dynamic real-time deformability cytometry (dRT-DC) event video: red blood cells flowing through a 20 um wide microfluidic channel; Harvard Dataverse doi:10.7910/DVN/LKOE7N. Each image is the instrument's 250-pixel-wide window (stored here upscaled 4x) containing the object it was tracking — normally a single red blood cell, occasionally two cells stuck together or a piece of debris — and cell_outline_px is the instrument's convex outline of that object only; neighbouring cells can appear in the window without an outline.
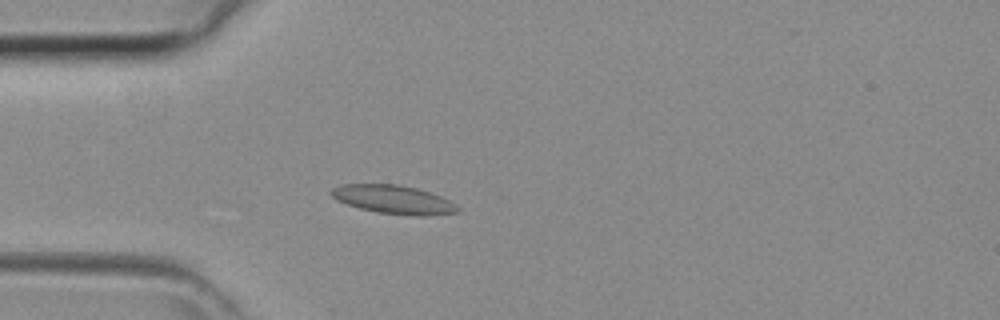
{"species": "common noctule bat (a hibernating species)", "species_latin": "Nyctalus noctula", "temperature_condition": "room temperature", "stored_images_in_passage": 43, "camera_frame_rate_fps": 3000, "um_per_image_px": 0.085, "animal": {"sex": "female", "body_mass_g": 29.2, "forearm_length_mm": 56.3}, "frame": {"image": 1, "passage_image": 12, "time_ms": 3.667, "image_size_px": [1000, 320], "cell_outline_px": [[460, 212], [428, 216], [412, 216], [376, 212], [360, 208], [336, 200], [328, 192], [332, 188], [340, 184], [396, 184], [416, 188], [440, 196], [448, 200], [460, 208]], "centroid_in_image_um": [33.43, 16.96], "position_along_channel_um": 51.6, "area_um2": 21.1}}
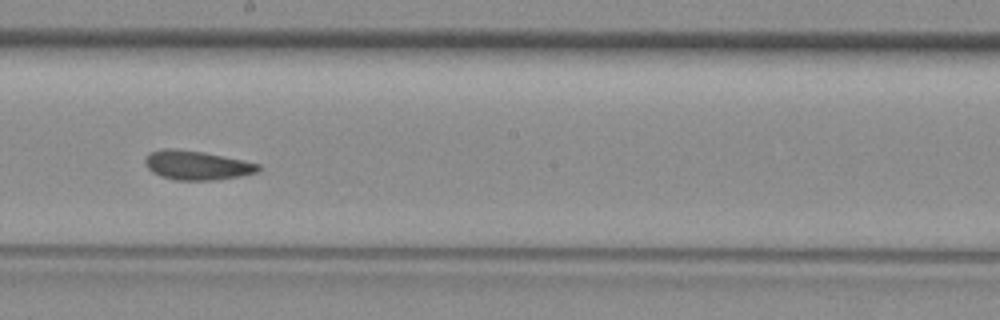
{"frame": {"image": 2, "passage_image": 24, "time_ms": 7.667, "image_size_px": [1000, 320], "cell_outline_px": [[260, 168], [256, 172], [240, 176], [216, 180], [176, 180], [160, 176], [152, 172], [148, 168], [144, 160], [148, 152], [164, 148], [172, 148], [204, 152], [244, 160], [260, 164]], "centroid_in_image_um": [16.71, 14.04], "position_along_channel_um": 231.5, "area_um2": 19.31}}
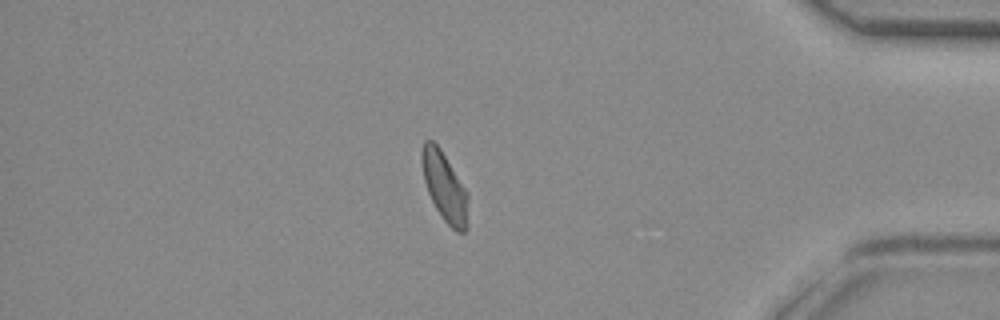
{"frame": {"image": 3, "passage_image": 37, "time_ms": 12.0, "image_size_px": [1000, 320], "cell_outline_px": [[468, 228], [464, 232], [456, 232], [444, 220], [436, 208], [428, 192], [424, 180], [420, 160], [420, 152], [424, 140], [432, 140], [440, 148], [468, 192]], "centroid_in_image_um": [37.79, 15.88], "position_along_channel_um": 397.4, "area_um2": 18.84}}